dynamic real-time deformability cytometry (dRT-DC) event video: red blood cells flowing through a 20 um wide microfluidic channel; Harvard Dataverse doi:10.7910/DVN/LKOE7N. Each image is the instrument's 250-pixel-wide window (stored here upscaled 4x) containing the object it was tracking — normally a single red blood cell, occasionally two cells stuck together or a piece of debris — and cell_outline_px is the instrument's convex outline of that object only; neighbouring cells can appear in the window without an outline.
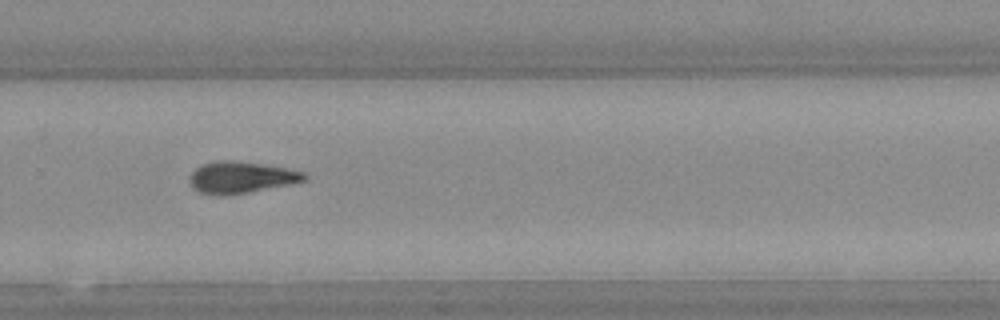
{"species": "Egyptian fruit bat (a non-hibernating species)", "species_latin": "Rousettus aegyptiacus", "temperature_condition": "warm", "stored_images_in_passage": 23, "camera_frame_rate_fps": 3000, "um_per_image_px": 0.085, "animal": {"sex": "female"}, "frame": {"image": 1, "passage_image": 14, "time_ms": 4.333, "image_size_px": [1000, 320], "cell_outline_px": [[308, 176], [304, 180], [288, 184], [248, 192], [200, 192], [192, 184], [192, 172], [196, 168], [204, 164], [220, 160], [228, 160], [260, 164], [284, 168], [304, 172]], "centroid_in_image_um": [20.56, 15.03], "position_along_channel_um": 309.2, "area_um2": 19.65}}